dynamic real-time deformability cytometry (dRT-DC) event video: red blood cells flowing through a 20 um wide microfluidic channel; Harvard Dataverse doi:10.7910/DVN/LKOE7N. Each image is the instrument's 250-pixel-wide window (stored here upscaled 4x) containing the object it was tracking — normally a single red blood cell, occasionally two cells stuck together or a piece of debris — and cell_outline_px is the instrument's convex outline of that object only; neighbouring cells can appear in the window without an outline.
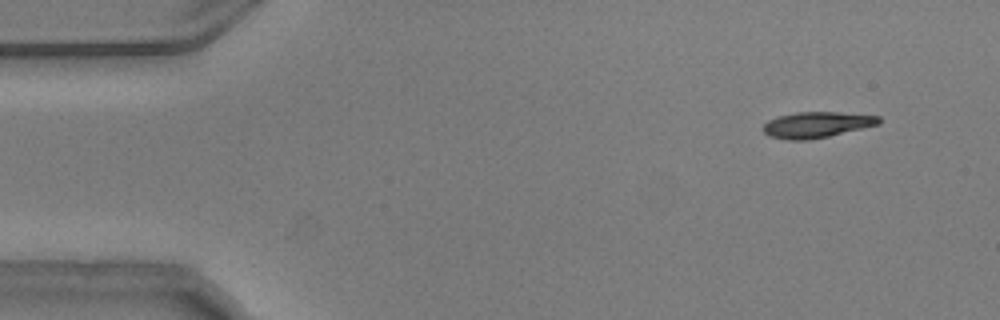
{"species": "common noctule bat (a hibernating species)", "species_latin": "Nyctalus noctula", "temperature_condition": "warm", "stored_images_in_passage": 44, "camera_frame_rate_fps": 3000, "um_per_image_px": 0.085, "animal": {"sex": "male", "body_mass_g": 20.5, "forearm_length_mm": 52.5}, "frame": {"image": 1, "passage_image": 2, "time_ms": 0.333, "image_size_px": [1000, 320], "cell_outline_px": [[880, 124], [828, 136], [808, 140], [788, 140], [768, 136], [760, 128], [768, 120], [780, 116], [796, 112], [840, 112], [880, 116]], "centroid_in_image_um": [69.39, 10.6], "position_along_channel_um": 15.6, "area_um2": 17.46}}
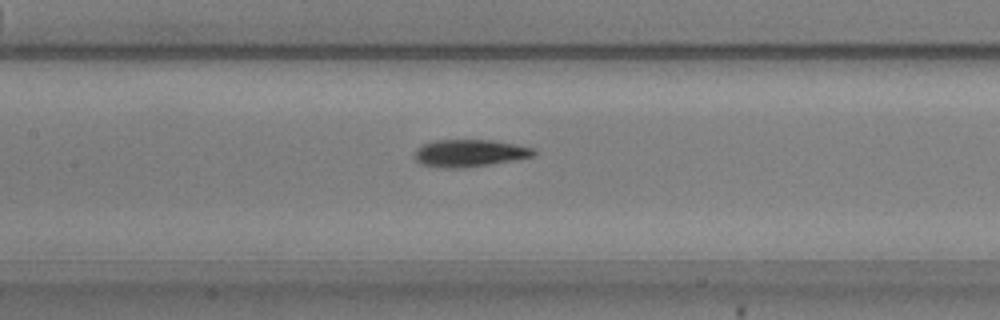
{"frame": {"image": 2, "passage_image": 22, "time_ms": 7.0, "image_size_px": [1000, 320], "cell_outline_px": [[536, 156], [464, 168], [436, 168], [420, 164], [412, 156], [416, 148], [432, 140], [492, 140], [536, 148]], "centroid_in_image_um": [39.87, 13.02], "position_along_channel_um": 167.5, "area_um2": 19.19}}
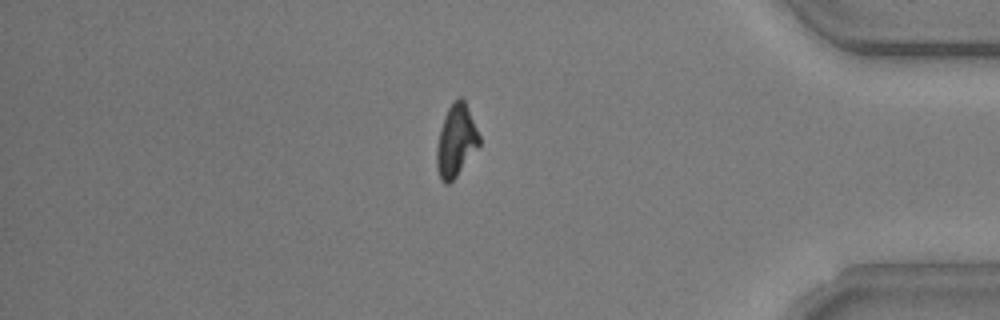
{"frame": {"image": 3, "passage_image": 43, "time_ms": 14.0, "image_size_px": [1000, 320], "cell_outline_px": [[480, 144], [456, 176], [448, 184], [444, 184], [440, 180], [436, 168], [436, 148], [440, 128], [444, 116], [452, 100], [460, 96], [464, 100], [480, 136]], "centroid_in_image_um": [38.73, 11.96], "position_along_channel_um": 396.5, "area_um2": 17.86}}